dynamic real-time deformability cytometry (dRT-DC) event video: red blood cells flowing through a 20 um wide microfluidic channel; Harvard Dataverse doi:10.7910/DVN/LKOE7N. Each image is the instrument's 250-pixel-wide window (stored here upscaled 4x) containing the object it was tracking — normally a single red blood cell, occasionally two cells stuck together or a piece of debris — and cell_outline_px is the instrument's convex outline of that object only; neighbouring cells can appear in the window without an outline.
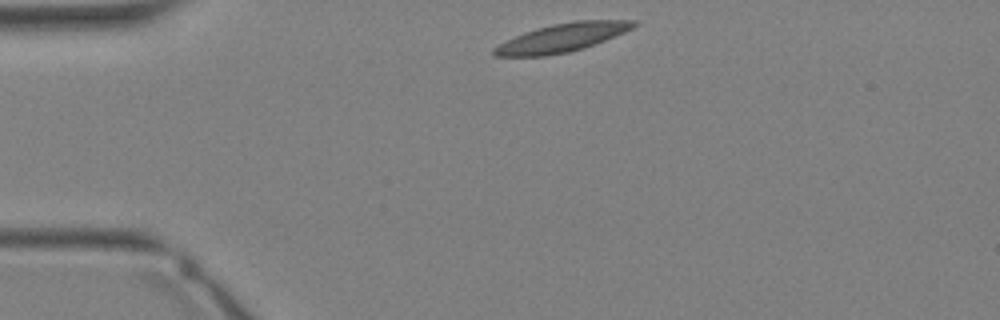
{"species": "Egyptian fruit bat (a non-hibernating species)", "species_latin": "Rousettus aegyptiacus", "temperature_condition": "warm", "stored_images_in_passage": 28, "camera_frame_rate_fps": 3000, "um_per_image_px": 0.085, "animal": {"sex": "female"}, "frame": {"image": 1, "passage_image": 1, "time_ms": 0.0, "image_size_px": [1000, 320], "cell_outline_px": [[636, 24], [632, 28], [624, 32], [584, 48], [568, 52], [544, 56], [496, 56], [492, 52], [492, 48], [524, 32], [552, 24], [572, 20], [636, 20]], "centroid_in_image_um": [47.77, 3.2], "position_along_channel_um": 37.2, "area_um2": 22.83}}
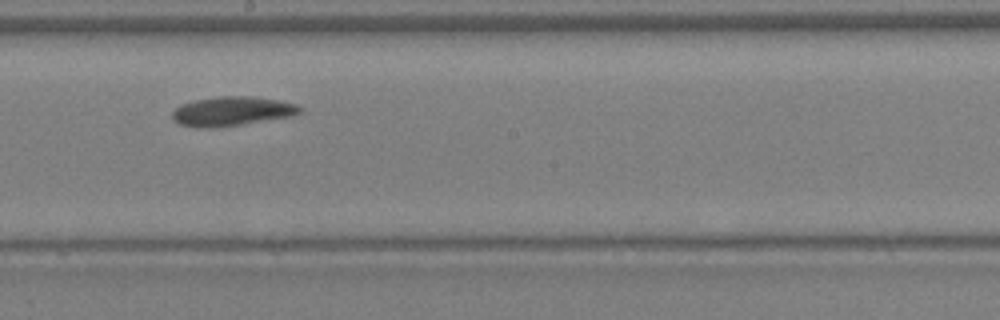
{"frame": {"image": 2, "passage_image": 13, "time_ms": 4.0, "image_size_px": [1000, 320], "cell_outline_px": [[304, 108], [296, 116], [216, 128], [204, 128], [180, 124], [172, 120], [172, 112], [176, 108], [184, 104], [196, 100], [220, 96], [248, 96], [276, 100], [296, 104]], "centroid_in_image_um": [19.76, 9.47], "position_along_channel_um": 228.4, "area_um2": 21.73}}
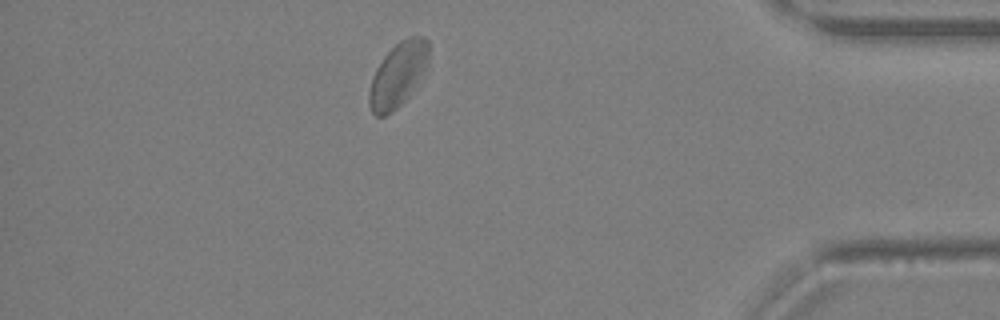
{"frame": {"image": 3, "passage_image": 24, "time_ms": 7.667, "image_size_px": [1000, 320], "cell_outline_px": [[428, 56], [424, 68], [408, 96], [392, 112], [384, 116], [376, 116], [372, 112], [368, 104], [368, 92], [372, 76], [376, 68], [384, 56], [400, 40], [408, 36], [424, 36], [428, 40]], "centroid_in_image_um": [33.77, 6.34], "position_along_channel_um": 401.4, "area_um2": 21.91}}